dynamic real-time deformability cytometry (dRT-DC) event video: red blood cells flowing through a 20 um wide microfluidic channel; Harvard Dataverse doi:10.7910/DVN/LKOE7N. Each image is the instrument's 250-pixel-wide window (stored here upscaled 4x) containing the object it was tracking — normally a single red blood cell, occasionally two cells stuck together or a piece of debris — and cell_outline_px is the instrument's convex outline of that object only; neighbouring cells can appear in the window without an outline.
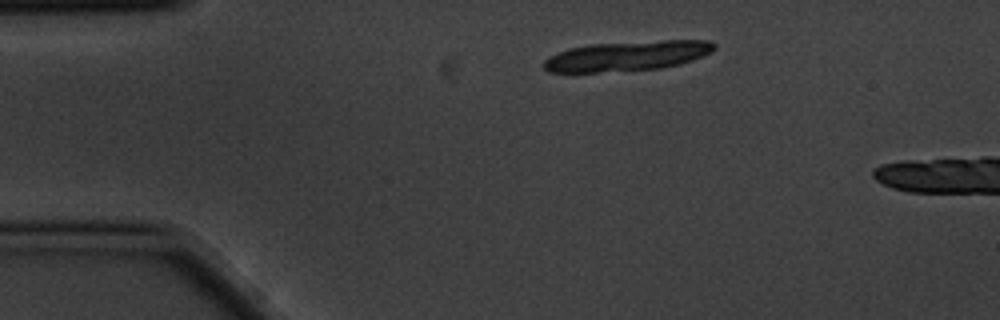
{"species": "common noctule bat (a hibernating species)", "species_latin": "Nyctalus noctula", "temperature_condition": "cold", "stored_images_in_passage": 3, "camera_frame_rate_fps": 3000, "um_per_image_px": 0.085, "animal": {"sex": "male", "body_mass_g": 20.1, "forearm_length_mm": 53.5}, "frame": {"image": 1, "passage_image": 1, "time_ms": 0.0, "image_size_px": [1000, 320], "cell_outline_px": [[716, 48], [712, 52], [704, 56], [680, 64], [660, 68], [600, 72], [548, 72], [544, 68], [544, 60], [548, 56], [568, 48], [588, 44], [664, 40], [708, 40], [716, 44]], "centroid_in_image_um": [53.32, 4.74], "position_along_channel_um": 31.7, "area_um2": 29.88}}